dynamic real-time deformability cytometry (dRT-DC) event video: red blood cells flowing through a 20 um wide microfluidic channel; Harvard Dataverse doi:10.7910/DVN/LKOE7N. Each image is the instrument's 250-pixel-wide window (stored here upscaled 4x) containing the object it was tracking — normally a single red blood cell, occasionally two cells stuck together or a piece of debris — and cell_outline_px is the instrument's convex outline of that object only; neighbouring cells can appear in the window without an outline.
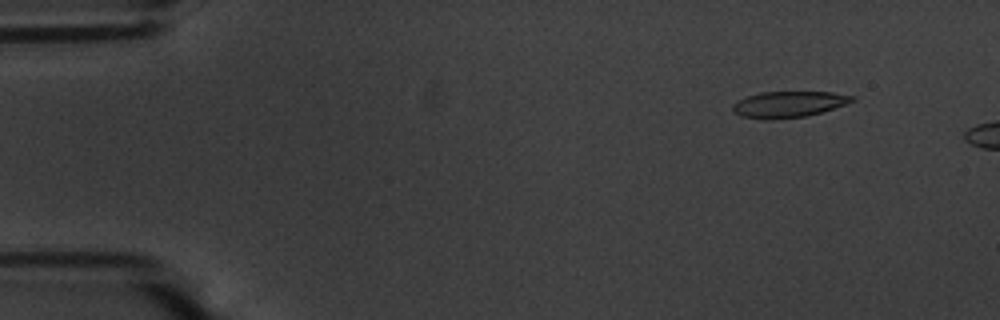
{"species": "common noctule bat (a hibernating species)", "species_latin": "Nyctalus noctula", "temperature_condition": "warm", "stored_images_in_passage": 5, "camera_frame_rate_fps": 3000, "um_per_image_px": 0.085, "animal": {"sex": "male", "body_mass_g": 20.1, "forearm_length_mm": 53.5}, "frame": {"image": 1, "passage_image": 1, "time_ms": 0.0, "image_size_px": [1000, 320], "cell_outline_px": [[856, 100], [820, 112], [804, 116], [772, 120], [764, 120], [740, 116], [732, 108], [732, 104], [736, 100], [760, 92], [832, 92], [856, 96]], "centroid_in_image_um": [66.99, 8.86], "position_along_channel_um": 18.0, "area_um2": 18.15}}